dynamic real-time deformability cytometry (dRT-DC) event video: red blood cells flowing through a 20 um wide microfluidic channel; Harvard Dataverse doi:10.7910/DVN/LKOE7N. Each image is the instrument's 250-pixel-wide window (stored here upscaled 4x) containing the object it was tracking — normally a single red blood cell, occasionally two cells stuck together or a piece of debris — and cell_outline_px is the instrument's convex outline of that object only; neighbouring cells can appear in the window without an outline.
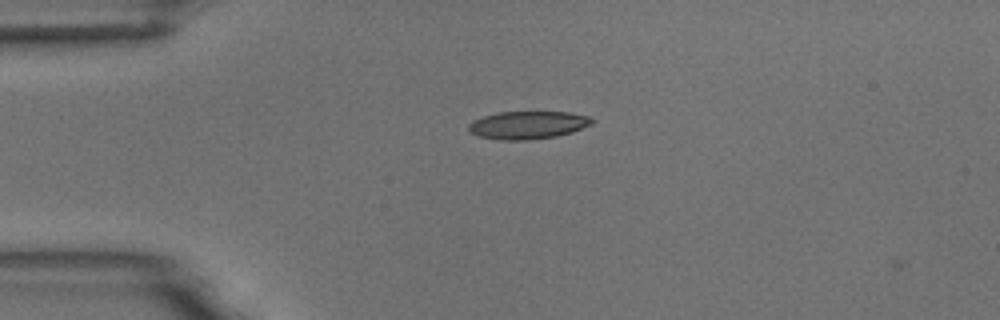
{"species": "common noctule bat (a hibernating species)", "species_latin": "Nyctalus noctula", "temperature_condition": "room temperature", "stored_images_in_passage": 3, "camera_frame_rate_fps": 3000, "um_per_image_px": 0.085, "animal": {"sex": "male", "body_mass_g": 18.8}, "frame": {"image": 1, "passage_image": 1, "time_ms": 0.0, "image_size_px": [1000, 320], "cell_outline_px": [[596, 120], [592, 124], [572, 132], [556, 136], [528, 140], [500, 140], [480, 136], [472, 132], [468, 128], [468, 124], [472, 120], [484, 116], [500, 112], [568, 112], [588, 116]], "centroid_in_image_um": [44.89, 10.62], "position_along_channel_um": 40.1, "area_um2": 19.94}}